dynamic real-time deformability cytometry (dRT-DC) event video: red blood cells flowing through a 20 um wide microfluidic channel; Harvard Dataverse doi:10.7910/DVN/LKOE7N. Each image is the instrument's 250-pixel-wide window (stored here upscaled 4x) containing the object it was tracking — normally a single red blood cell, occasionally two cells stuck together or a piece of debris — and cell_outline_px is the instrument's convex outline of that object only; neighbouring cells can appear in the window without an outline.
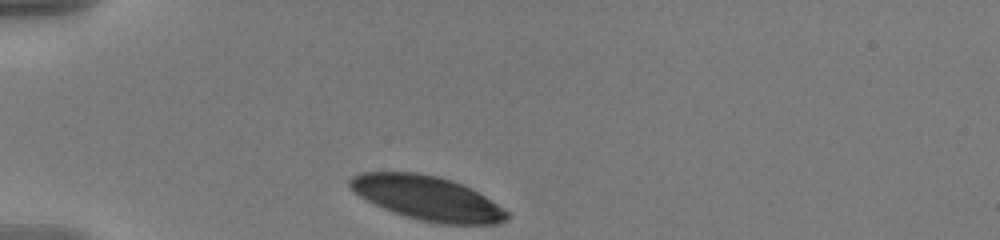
{"species": "human", "species_latin": "Homo sapiens", "temperature_condition": "warm", "stored_images_in_passage": 35, "camera_frame_rate_fps": 3000, "um_per_image_px": 0.085, "donor": {"sex": "male"}, "frame": {"image": 1, "passage_image": 1, "time_ms": 0.0, "image_size_px": [1000, 240], "cell_outline_px": [[508, 216], [504, 220], [496, 224], [440, 224], [420, 220], [404, 216], [392, 212], [360, 196], [348, 184], [348, 180], [352, 176], [360, 172], [416, 172], [436, 176], [452, 180], [472, 188], [504, 208], [508, 212]], "centroid_in_image_um": [36.33, 16.83], "position_along_channel_um": 48.7, "area_um2": 40.29}}
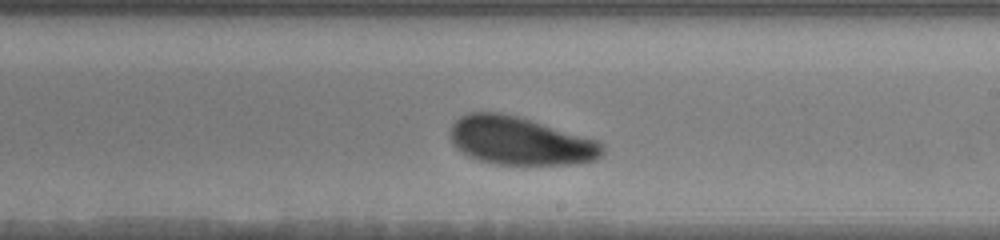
{"frame": {"image": 2, "passage_image": 20, "time_ms": 6.333, "image_size_px": [1000, 240], "cell_outline_px": [[604, 152], [596, 160], [572, 164], [492, 164], [468, 156], [456, 148], [452, 144], [448, 132], [452, 124], [460, 116], [468, 112], [500, 112], [520, 116], [596, 140], [604, 144]], "centroid_in_image_um": [44.17, 11.96], "position_along_channel_um": 244.8, "area_um2": 42.95}}
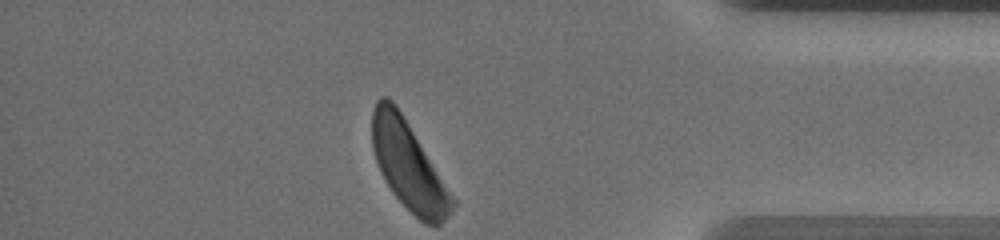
{"frame": {"image": 3, "passage_image": 35, "time_ms": 11.333, "image_size_px": [1000, 240], "cell_outline_px": [[456, 204], [452, 212], [440, 224], [424, 224], [392, 192], [380, 172], [372, 148], [372, 108], [376, 100], [380, 96], [384, 96], [392, 100], [396, 104], [456, 200]], "centroid_in_image_um": [34.71, 14.05], "position_along_channel_um": 400.5, "area_um2": 40.81}, "authors_computed_cell_mechanics": {"area_um2": 43.5812, "velocity_mm_per_s": 3.5578, "shape_relaxation_time_tau1_ms": 1.9866, "shape_relaxation_time_tau2_ms": null, "deformation_change_tau1": 0.0966, "deformation_change_tau2": null}}